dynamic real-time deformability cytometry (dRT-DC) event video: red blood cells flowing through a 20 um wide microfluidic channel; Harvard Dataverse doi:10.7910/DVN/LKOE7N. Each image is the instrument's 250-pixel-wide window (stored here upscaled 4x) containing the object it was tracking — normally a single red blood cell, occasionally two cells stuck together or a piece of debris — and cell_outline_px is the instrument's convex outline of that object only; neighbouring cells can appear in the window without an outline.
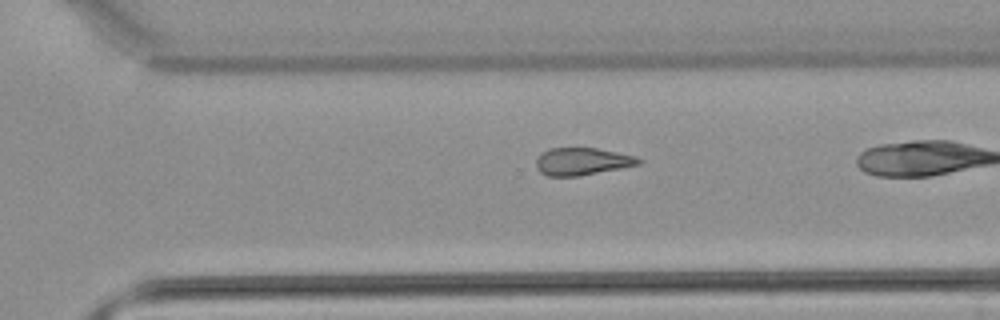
{"species": "common noctule bat (a hibernating species)", "species_latin": "Nyctalus noctula", "temperature_condition": "warm", "stored_images_in_passage": 24, "camera_frame_rate_fps": 3000, "um_per_image_px": 0.085, "animal": {"sex": "male", "body_mass_g": 21.5, "forearm_length_mm": 52.0}, "frame": {"image": 1, "passage_image": 21, "time_ms": 6.667, "image_size_px": [1000, 320], "cell_outline_px": [[644, 160], [640, 164], [620, 168], [576, 176], [548, 176], [540, 172], [536, 168], [536, 160], [548, 148], [596, 148], [636, 156]], "centroid_in_image_um": [49.49, 13.72], "position_along_channel_um": 321.1, "area_um2": 16.18}}